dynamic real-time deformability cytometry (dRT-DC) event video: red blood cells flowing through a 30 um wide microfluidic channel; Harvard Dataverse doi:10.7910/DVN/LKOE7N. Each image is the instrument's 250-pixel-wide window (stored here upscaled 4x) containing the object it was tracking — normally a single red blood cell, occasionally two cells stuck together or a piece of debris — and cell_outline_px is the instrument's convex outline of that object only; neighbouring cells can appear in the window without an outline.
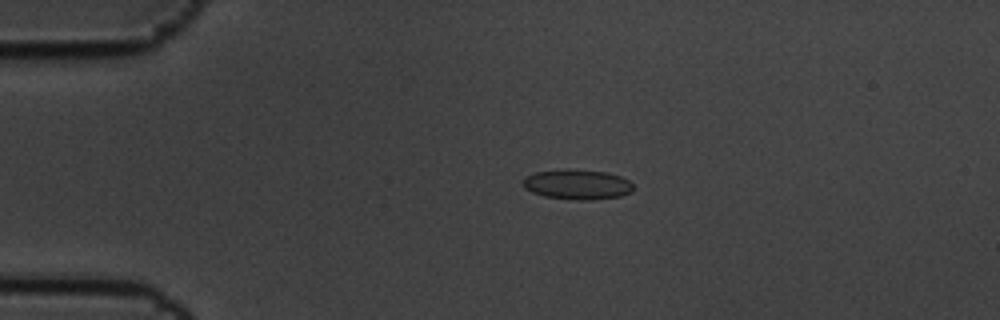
{"species": "common noctule bat (a hibernating species)", "species_latin": "Nyctalus noctula", "temperature_condition": "cold", "stored_images_in_passage": 5, "camera_frame_rate_fps": 3000, "um_per_image_px": 0.085, "animal": {"sex": "male", "body_mass_g": 19.5, "forearm_length_mm": 54.6}, "frame": {"image": 1, "passage_image": 4, "time_ms": 1.0, "image_size_px": [1000, 320], "cell_outline_px": [[632, 192], [620, 196], [592, 200], [576, 200], [544, 196], [532, 192], [524, 188], [520, 184], [524, 176], [536, 172], [568, 168], [608, 172], [620, 176], [628, 180], [632, 184]], "centroid_in_image_um": [49.03, 15.67], "position_along_channel_um": 36.0, "area_um2": 19.59}}